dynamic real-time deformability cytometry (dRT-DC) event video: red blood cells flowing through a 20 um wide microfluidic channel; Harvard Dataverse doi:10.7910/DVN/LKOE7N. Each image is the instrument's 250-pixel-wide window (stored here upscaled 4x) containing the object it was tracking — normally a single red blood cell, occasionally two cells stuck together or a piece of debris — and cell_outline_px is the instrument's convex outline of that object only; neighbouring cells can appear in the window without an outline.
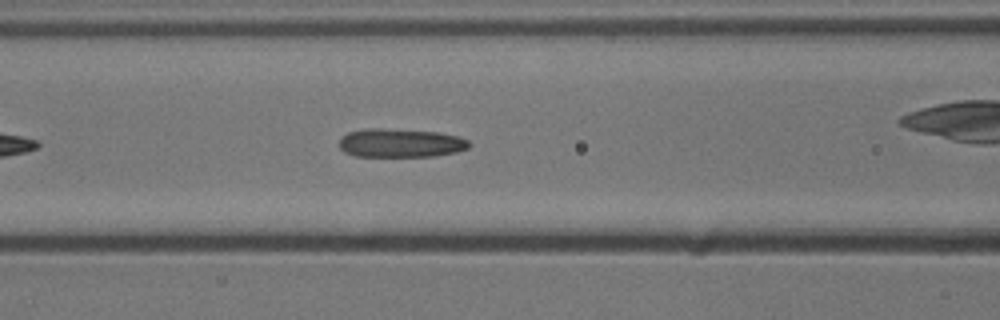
{"species": "common noctule bat (a hibernating species)", "species_latin": "Nyctalus noctula", "temperature_condition": "cold", "stored_images_in_passage": 34, "camera_frame_rate_fps": 3000, "um_per_image_px": 0.085, "animal": {"sex": "male", "body_mass_g": 13.3}, "frame": {"image": 1, "passage_image": 10, "time_ms": 3.0, "image_size_px": [1000, 320], "cell_outline_px": [[472, 144], [468, 148], [456, 152], [432, 156], [356, 156], [344, 152], [340, 148], [340, 140], [348, 132], [364, 128], [384, 128], [440, 132], [456, 136], [468, 140]], "centroid_in_image_um": [34.05, 12.14], "position_along_channel_um": 132.5, "area_um2": 21.73}, "authors_computed_cell_mechanics": {"area_um2": 22.1374, "velocity_mm_per_s": 3.8867, "shape_relaxation_time_tau1_ms": null, "shape_relaxation_time_tau2_ms": 3.103, "deformation_change_tau1": null, "deformation_change_tau2": 0.138}}